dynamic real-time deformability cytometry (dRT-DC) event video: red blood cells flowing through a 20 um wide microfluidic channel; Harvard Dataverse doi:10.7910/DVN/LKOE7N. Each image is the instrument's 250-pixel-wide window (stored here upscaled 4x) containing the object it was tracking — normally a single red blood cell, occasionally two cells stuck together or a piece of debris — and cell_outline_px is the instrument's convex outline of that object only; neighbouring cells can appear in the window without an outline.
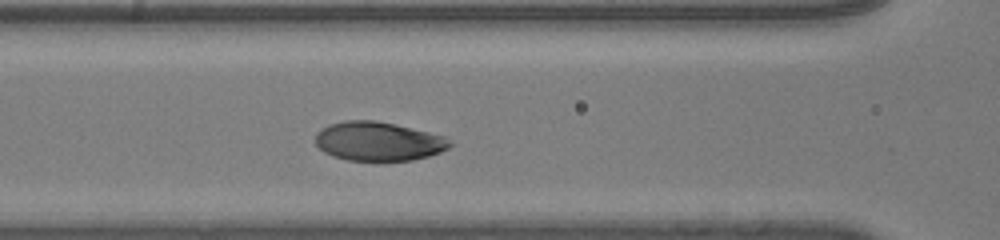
{"species": "human", "species_latin": "Homo sapiens", "temperature_condition": "room temperature", "stored_images_in_passage": 35, "camera_frame_rate_fps": 3000, "um_per_image_px": 0.085, "donor": {"sex": "male"}, "frame": {"image": 1, "passage_image": 14, "time_ms": 4.333, "image_size_px": [1000, 240], "cell_outline_px": [[452, 144], [448, 148], [440, 152], [428, 156], [412, 160], [348, 160], [332, 156], [324, 152], [316, 144], [316, 132], [320, 128], [328, 124], [344, 120], [376, 120], [428, 132], [444, 136]], "centroid_in_image_um": [32.11, 12.0], "position_along_channel_um": 134.5, "area_um2": 30.4}}
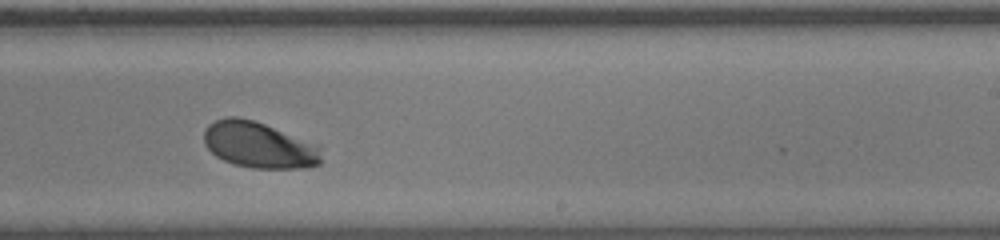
{"frame": {"image": 2, "passage_image": 24, "time_ms": 7.667, "image_size_px": [1000, 240], "cell_outline_px": [[324, 144], [320, 164], [304, 168], [252, 168], [236, 164], [224, 160], [216, 156], [204, 144], [204, 132], [208, 124], [216, 120], [228, 116], [236, 116], [252, 120]], "centroid_in_image_um": [22.11, 12.32], "position_along_channel_um": 266.9, "area_um2": 32.14}}
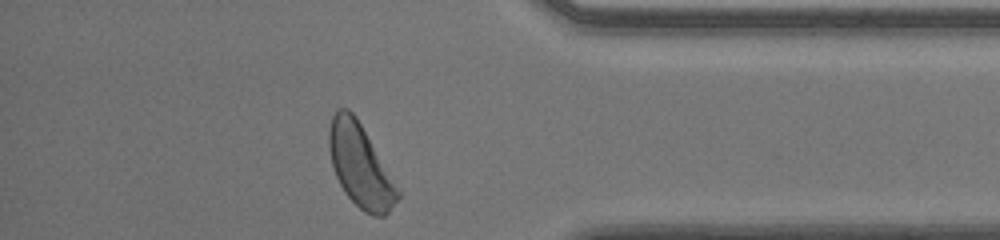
{"frame": {"image": 3, "passage_image": 35, "time_ms": 11.333, "image_size_px": [1000, 240], "cell_outline_px": [[400, 196], [388, 212], [384, 216], [372, 216], [364, 212], [344, 192], [336, 176], [332, 164], [328, 148], [328, 132], [332, 116], [340, 108], [348, 108], [356, 116], [400, 192]], "centroid_in_image_um": [30.59, 14.08], "position_along_channel_um": 404.6, "area_um2": 32.48}, "authors_computed_cell_mechanics": {"area_um2": 31.0386, "velocity_mm_per_s": 3.9906, "shape_relaxation_time_tau1_ms": 2.0593, "shape_relaxation_time_tau2_ms": null, "deformation_change_tau1": 0.1334, "deformation_change_tau2": null}}